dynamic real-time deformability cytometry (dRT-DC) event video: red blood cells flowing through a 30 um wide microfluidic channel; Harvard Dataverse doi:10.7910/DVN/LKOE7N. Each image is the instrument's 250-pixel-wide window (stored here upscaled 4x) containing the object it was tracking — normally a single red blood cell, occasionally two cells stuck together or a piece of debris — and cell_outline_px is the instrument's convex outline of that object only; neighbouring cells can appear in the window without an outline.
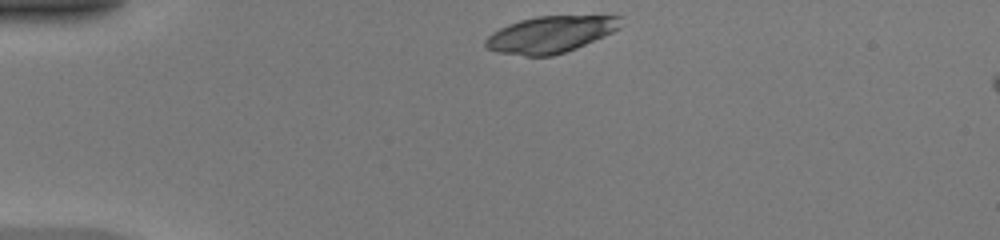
{"species": "common noctule bat (a hibernating species)", "species_latin": "Nyctalus noctula", "temperature_condition": "warm", "stored_images_in_passage": 6, "camera_frame_rate_fps": 3000, "um_per_image_px": 0.085, "animal": {"sex": "female", "body_mass_g": 20.0, "forearm_length_mm": 54.0}, "frame": {"image": 1, "passage_image": 1, "time_ms": 0.0, "image_size_px": [1000, 240], "cell_outline_px": [[624, 24], [620, 28], [604, 36], [576, 48], [552, 56], [524, 56], [496, 52], [488, 48], [484, 44], [484, 40], [492, 32], [508, 24], [520, 20], [536, 16], [624, 16]], "centroid_in_image_um": [46.81, 2.92], "position_along_channel_um": 38.2, "area_um2": 28.96}}